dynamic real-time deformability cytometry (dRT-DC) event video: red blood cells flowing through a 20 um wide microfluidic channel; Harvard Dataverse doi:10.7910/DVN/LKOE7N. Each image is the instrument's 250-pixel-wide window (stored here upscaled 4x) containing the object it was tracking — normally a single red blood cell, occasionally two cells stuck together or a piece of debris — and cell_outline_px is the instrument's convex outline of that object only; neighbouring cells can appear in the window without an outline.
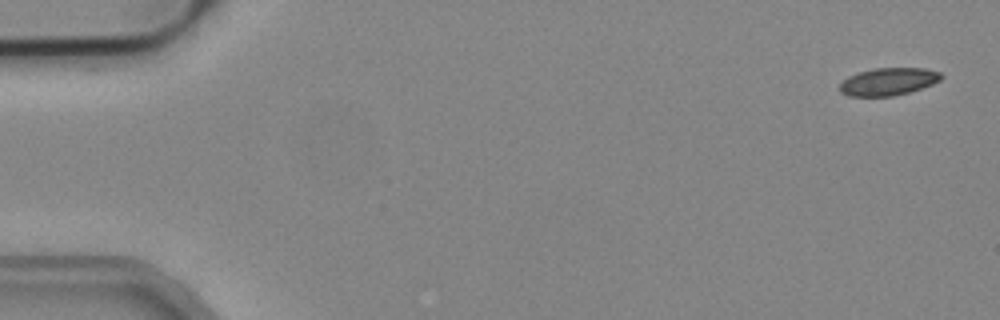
{"species": "common noctule bat (a hibernating species)", "species_latin": "Nyctalus noctula", "temperature_condition": "cold", "stored_images_in_passage": 4, "camera_frame_rate_fps": 3000, "um_per_image_px": 0.085, "animal": {"sex": "male", "body_mass_g": 19.2, "forearm_length_mm": 51.8}, "frame": {"image": 1, "passage_image": 1, "time_ms": 0.0, "image_size_px": [1000, 320], "cell_outline_px": [[944, 76], [940, 80], [932, 84], [908, 92], [892, 96], [848, 96], [840, 92], [840, 84], [848, 76], [860, 72], [876, 68], [924, 68], [940, 72]], "centroid_in_image_um": [75.51, 6.93], "position_along_channel_um": 9.5, "area_um2": 16.13}}